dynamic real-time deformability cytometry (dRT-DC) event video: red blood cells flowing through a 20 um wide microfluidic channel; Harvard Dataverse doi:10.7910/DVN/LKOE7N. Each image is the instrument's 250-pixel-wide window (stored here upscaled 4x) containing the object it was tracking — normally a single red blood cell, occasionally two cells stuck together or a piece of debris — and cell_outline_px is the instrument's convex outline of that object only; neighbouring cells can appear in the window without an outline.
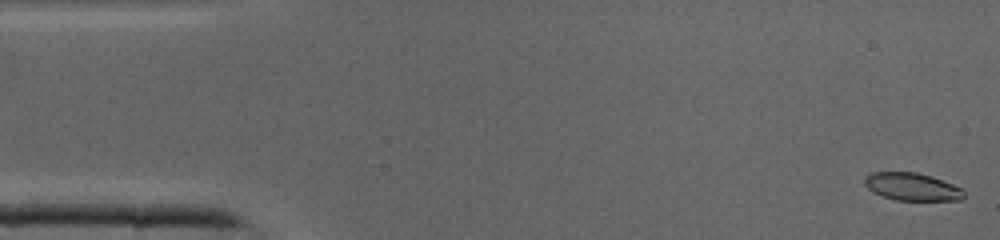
{"species": "common noctule bat (a hibernating species)", "species_latin": "Nyctalus noctula", "temperature_condition": "cold", "stored_images_in_passage": 8, "camera_frame_rate_fps": 3000, "um_per_image_px": 0.085, "animal": {"sex": "male", "body_mass_g": 19.0, "forearm_length_mm": 50.8}, "frame": {"image": 1, "passage_image": 1, "time_ms": 0.0, "image_size_px": [1000, 240], "cell_outline_px": [[964, 196], [960, 200], [896, 200], [872, 192], [864, 184], [864, 176], [872, 172], [916, 172], [932, 176], [964, 188]], "centroid_in_image_um": [77.53, 15.86], "position_along_channel_um": 7.5, "area_um2": 16.13}}